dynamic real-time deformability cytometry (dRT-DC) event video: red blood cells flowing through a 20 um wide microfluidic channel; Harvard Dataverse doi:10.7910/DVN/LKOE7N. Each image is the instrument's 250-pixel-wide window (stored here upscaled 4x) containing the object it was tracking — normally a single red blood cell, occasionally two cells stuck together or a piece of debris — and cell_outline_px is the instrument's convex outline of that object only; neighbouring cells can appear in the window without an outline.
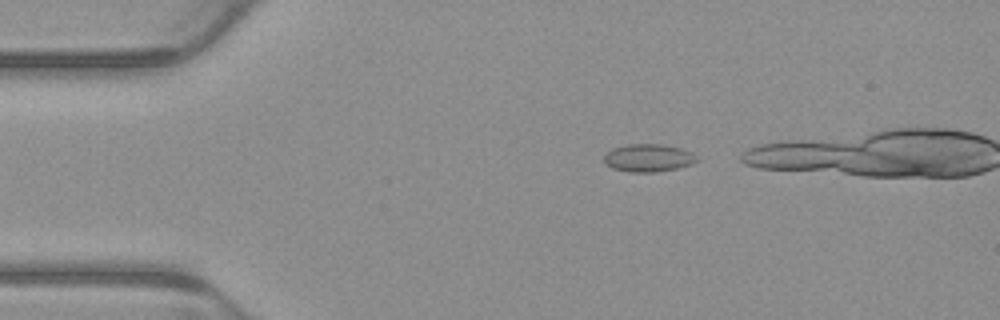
{"species": "common noctule bat (a hibernating species)", "species_latin": "Nyctalus noctula", "temperature_condition": "warm", "stored_images_in_passage": 5, "camera_frame_rate_fps": 3000, "um_per_image_px": 0.085, "animal": {"sex": "male", "body_mass_g": 23.1, "forearm_length_mm": 52.7}, "frame": {"image": 1, "passage_image": 1, "time_ms": 0.0, "image_size_px": [1000, 320], "cell_outline_px": [[700, 160], [692, 164], [676, 168], [656, 172], [628, 172], [612, 168], [604, 164], [604, 156], [612, 148], [628, 144], [664, 144], [680, 148], [692, 152]], "centroid_in_image_um": [55.11, 13.42], "position_along_channel_um": 29.9, "area_um2": 15.14}}